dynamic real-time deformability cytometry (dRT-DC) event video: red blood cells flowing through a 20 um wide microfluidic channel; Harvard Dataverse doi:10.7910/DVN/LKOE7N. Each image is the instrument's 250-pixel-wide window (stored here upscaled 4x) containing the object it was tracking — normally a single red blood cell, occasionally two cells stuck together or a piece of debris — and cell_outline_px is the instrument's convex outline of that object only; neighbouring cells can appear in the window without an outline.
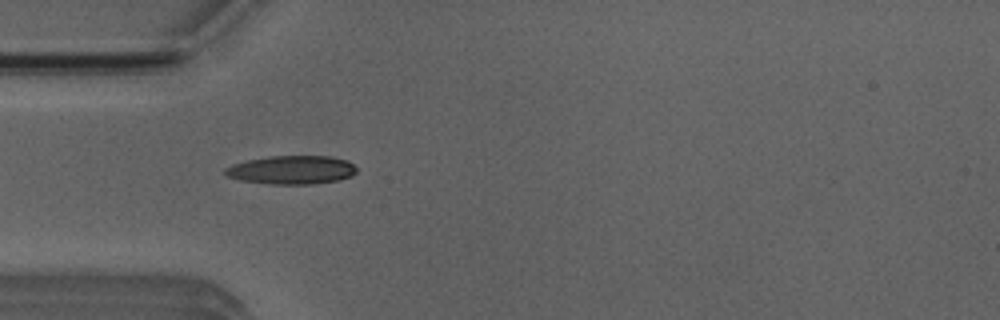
{"species": "Egyptian fruit bat (a non-hibernating species)", "species_latin": "Rousettus aegyptiacus", "temperature_condition": "room temperature", "stored_images_in_passage": 2, "camera_frame_rate_fps": 3000, "um_per_image_px": 0.085, "animal": {"sex": "male"}, "frame": {"image": 1, "passage_image": 1, "time_ms": 0.0, "image_size_px": [1000, 320], "cell_outline_px": [[356, 172], [352, 176], [340, 180], [312, 184], [268, 184], [240, 180], [224, 176], [224, 168], [232, 164], [248, 160], [268, 156], [332, 156], [344, 160], [352, 164], [356, 168]], "centroid_in_image_um": [24.75, 14.45], "position_along_channel_um": 60.2, "area_um2": 22.02}}